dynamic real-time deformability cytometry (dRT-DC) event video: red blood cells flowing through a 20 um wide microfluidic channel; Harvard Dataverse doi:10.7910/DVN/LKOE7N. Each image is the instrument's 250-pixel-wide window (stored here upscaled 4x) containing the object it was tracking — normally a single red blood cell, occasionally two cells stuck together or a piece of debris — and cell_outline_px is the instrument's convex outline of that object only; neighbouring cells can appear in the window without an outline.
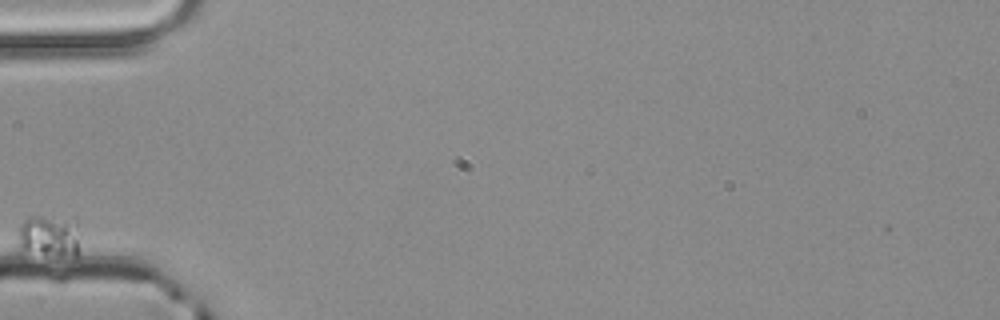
{"species": "common noctule bat (a hibernating species)", "species_latin": "Nyctalus noctula", "temperature_condition": "room temperature", "stored_images_in_passage": 1, "camera_frame_rate_fps": 3000, "um_per_image_px": 0.085, "animal": {"sex": "male", "body_mass_g": 20.4}, "frame": {"image": 1, "passage_image": 1, "time_ms": 0.0, "image_size_px": [1000, 320], "cell_outline_px": [[76, 260], [16, 252], [20, 228], [24, 220], [28, 216], [76, 216]], "centroid_in_image_um": [4.14, 20.12], "position_along_channel_um": 80.9, "area_um2": 16.36}}